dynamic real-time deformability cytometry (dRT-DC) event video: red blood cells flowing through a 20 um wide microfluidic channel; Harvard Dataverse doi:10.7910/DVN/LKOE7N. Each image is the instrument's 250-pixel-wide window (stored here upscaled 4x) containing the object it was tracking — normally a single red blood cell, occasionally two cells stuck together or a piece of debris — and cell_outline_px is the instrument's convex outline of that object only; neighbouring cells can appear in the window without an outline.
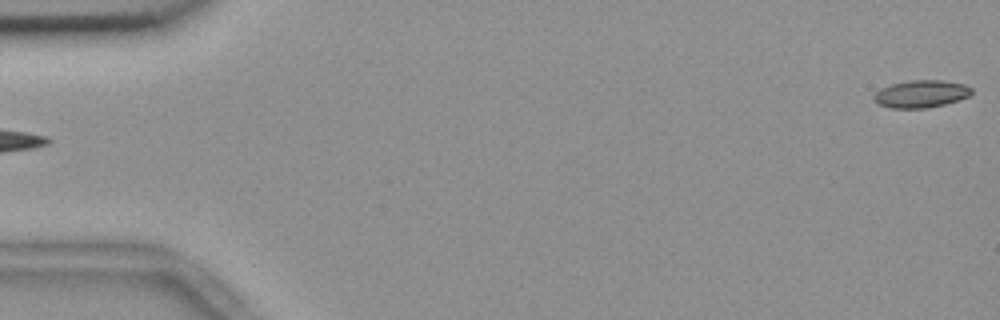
{"species": "common noctule bat (a hibernating species)", "species_latin": "Nyctalus noctula", "temperature_condition": "room temperature", "stored_images_in_passage": 5, "camera_frame_rate_fps": 3000, "um_per_image_px": 0.085, "animal": {"sex": "female", "body_mass_g": 18.4}, "frame": {"image": 1, "passage_image": 5, "time_ms": 1.333, "image_size_px": [1000, 320], "cell_outline_px": [[972, 92], [968, 96], [960, 100], [928, 108], [892, 108], [876, 104], [872, 100], [872, 96], [880, 88], [892, 84], [908, 80], [944, 80], [964, 84], [972, 88]], "centroid_in_image_um": [78.26, 7.98], "position_along_channel_um": 6.7, "area_um2": 15.84}}